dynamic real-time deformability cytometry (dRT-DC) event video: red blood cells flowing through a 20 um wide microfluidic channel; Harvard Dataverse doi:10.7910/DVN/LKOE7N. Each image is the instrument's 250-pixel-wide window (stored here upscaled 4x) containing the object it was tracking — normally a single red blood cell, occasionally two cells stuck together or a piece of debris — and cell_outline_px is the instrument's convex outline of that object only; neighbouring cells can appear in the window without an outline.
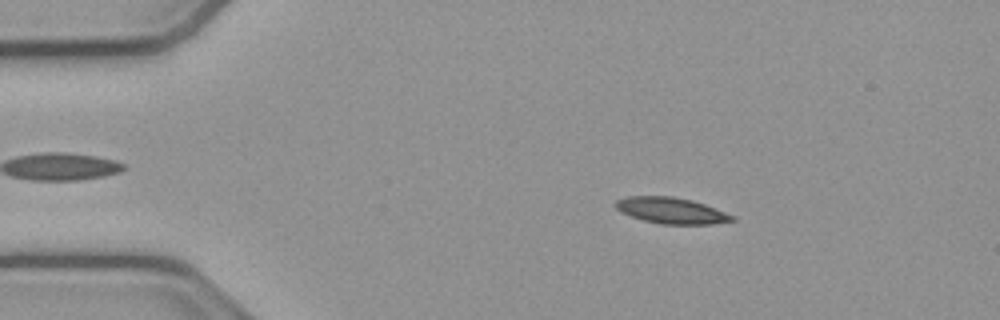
{"species": "common noctule bat (a hibernating species)", "species_latin": "Nyctalus noctula", "temperature_condition": "cold", "stored_images_in_passage": 49, "camera_frame_rate_fps": 3000, "um_per_image_px": 0.085, "animal": {"sex": "male", "body_mass_g": 23.1, "forearm_length_mm": 52.7}, "frame": {"image": 1, "passage_image": 4, "time_ms": 1.0, "image_size_px": [1000, 320], "cell_outline_px": [[736, 220], [712, 224], [660, 224], [644, 220], [620, 212], [612, 204], [616, 200], [628, 196], [672, 196], [692, 200], [704, 204], [736, 216]], "centroid_in_image_um": [57.05, 17.89], "position_along_channel_um": 28.0, "area_um2": 17.8}}
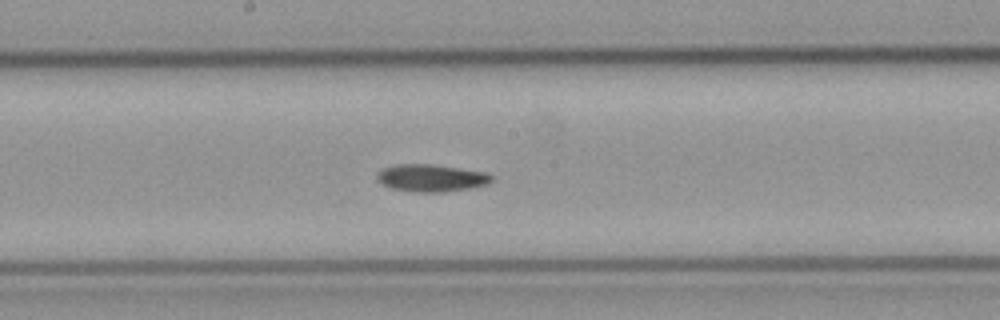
{"frame": {"image": 2, "passage_image": 23, "time_ms": 7.333, "image_size_px": [1000, 320], "cell_outline_px": [[492, 180], [488, 184], [468, 188], [444, 192], [412, 192], [392, 188], [380, 184], [376, 180], [376, 172], [384, 168], [396, 164], [432, 164], [488, 172], [492, 176]], "centroid_in_image_um": [36.62, 15.12], "position_along_channel_um": 211.6, "area_um2": 18.44}}
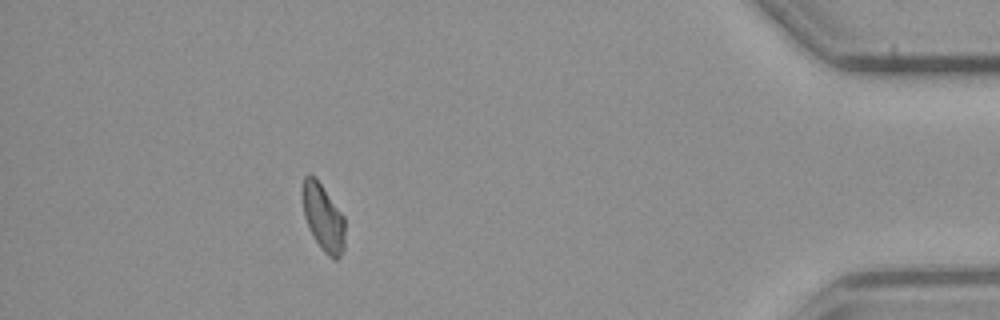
{"frame": {"image": 3, "passage_image": 43, "time_ms": 14.0, "image_size_px": [1000, 320], "cell_outline_px": [[344, 248], [340, 256], [336, 260], [332, 260], [324, 252], [316, 240], [304, 216], [300, 192], [304, 176], [308, 172], [316, 176], [344, 216]], "centroid_in_image_um": [27.44, 18.41], "position_along_channel_um": 407.8, "area_um2": 16.88}}